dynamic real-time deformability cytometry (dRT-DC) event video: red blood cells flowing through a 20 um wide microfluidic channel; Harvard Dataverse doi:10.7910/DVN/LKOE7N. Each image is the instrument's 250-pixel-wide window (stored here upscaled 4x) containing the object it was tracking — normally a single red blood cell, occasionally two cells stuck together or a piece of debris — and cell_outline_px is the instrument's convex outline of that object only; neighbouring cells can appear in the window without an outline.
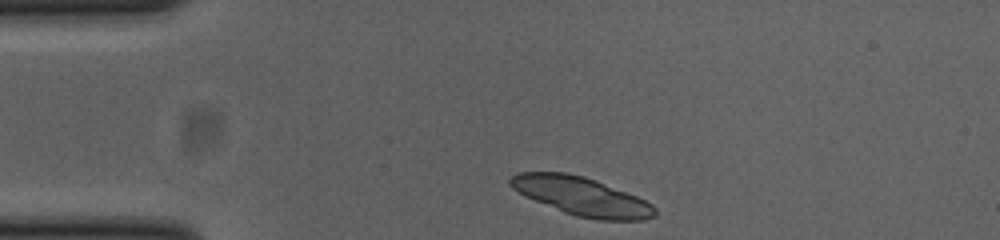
{"species": "common noctule bat (a hibernating species)", "species_latin": "Nyctalus noctula", "temperature_condition": "cold", "stored_images_in_passage": 36, "camera_frame_rate_fps": 3000, "um_per_image_px": 0.085, "animal": {"sex": "female", "body_mass_g": 23.0, "forearm_length_mm": 53.4}, "frame": {"image": 1, "passage_image": 1, "time_ms": 0.0, "image_size_px": [1000, 240], "cell_outline_px": [[656, 216], [644, 220], [596, 220], [576, 216], [564, 212], [536, 200], [512, 188], [508, 184], [508, 180], [516, 172], [564, 172], [584, 176], [596, 180], [636, 196], [652, 204], [656, 208]], "centroid_in_image_um": [49.46, 16.68], "position_along_channel_um": 35.5, "area_um2": 32.14}, "authors_computed_cell_mechanics": {"area_um2": 18.2359, "velocity_mm_per_s": 3.7994, "shape_relaxation_time_tau1_ms": 0.1452, "shape_relaxation_time_tau2_ms": 4.2395, "deformation_change_tau1": 0.2052, "deformation_change_tau2": 0.0793}}